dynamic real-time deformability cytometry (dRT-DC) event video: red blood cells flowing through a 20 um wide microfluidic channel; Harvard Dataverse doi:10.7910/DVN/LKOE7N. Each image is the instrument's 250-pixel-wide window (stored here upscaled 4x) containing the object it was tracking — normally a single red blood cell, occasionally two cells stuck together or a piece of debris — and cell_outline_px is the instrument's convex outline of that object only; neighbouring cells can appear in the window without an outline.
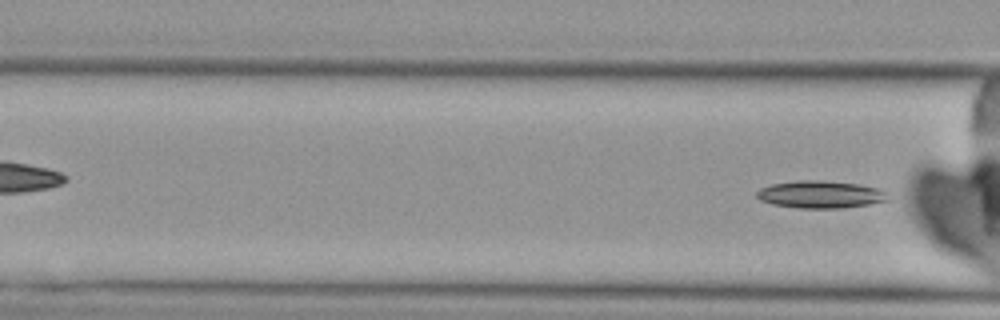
{"species": "Egyptian fruit bat (a non-hibernating species)", "species_latin": "Rousettus aegyptiacus", "temperature_condition": "cold", "stored_images_in_passage": 5, "camera_frame_rate_fps": 3000, "um_per_image_px": 0.085, "animal": {"sex": "female"}, "frame": {"image": 1, "passage_image": 5, "time_ms": 4.667, "image_size_px": [1000, 320], "cell_outline_px": [[888, 200], [868, 204], [840, 208], [800, 208], [772, 204], [760, 200], [756, 196], [756, 192], [760, 188], [772, 184], [796, 180], [824, 180], [860, 184], [880, 188], [884, 192]], "centroid_in_image_um": [69.71, 16.51], "position_along_channel_um": 96.9, "area_um2": 20.92}}